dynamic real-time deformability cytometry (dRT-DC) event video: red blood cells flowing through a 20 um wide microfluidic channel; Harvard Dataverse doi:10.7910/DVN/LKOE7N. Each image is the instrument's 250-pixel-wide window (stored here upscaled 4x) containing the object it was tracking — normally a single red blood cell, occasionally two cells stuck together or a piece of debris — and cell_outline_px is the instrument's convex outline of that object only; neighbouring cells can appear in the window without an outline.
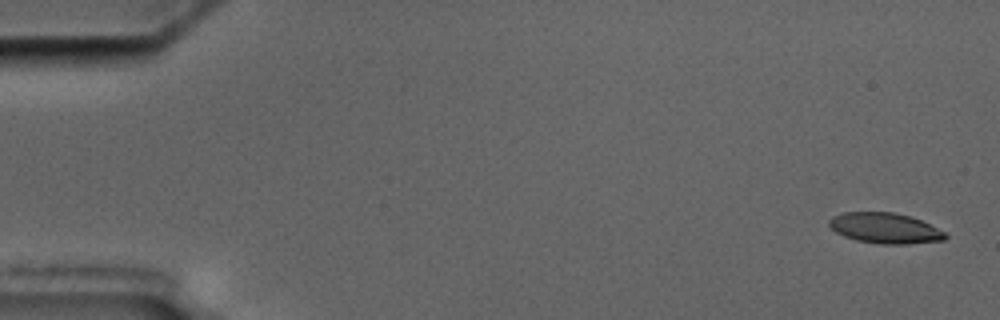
{"species": "common noctule bat (a hibernating species)", "species_latin": "Nyctalus noctula", "temperature_condition": "cold", "stored_images_in_passage": 6, "camera_frame_rate_fps": 3000, "um_per_image_px": 0.085, "animal": {"sex": "male", "body_mass_g": 17.5, "forearm_length_mm": 52.3}, "frame": {"image": 1, "passage_image": 1, "time_ms": 0.0, "image_size_px": [1000, 320], "cell_outline_px": [[948, 236], [944, 240], [908, 244], [880, 244], [856, 240], [844, 236], [836, 232], [828, 224], [828, 220], [832, 216], [844, 212], [892, 212], [912, 216], [944, 232]], "centroid_in_image_um": [75.2, 19.39], "position_along_channel_um": 9.8, "area_um2": 20.63}}
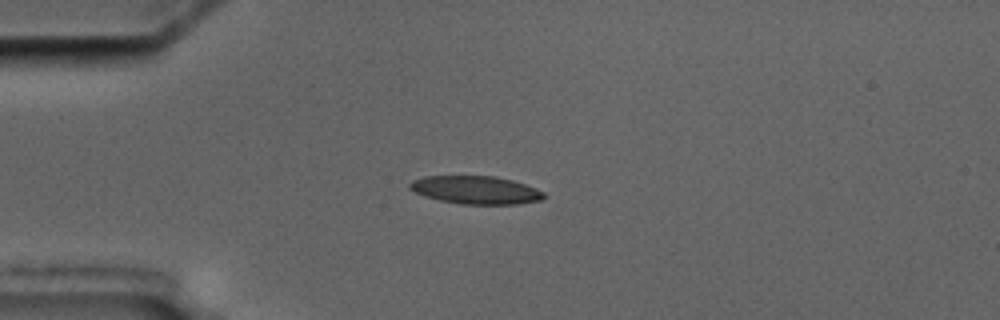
{"frame": {"image": 2, "passage_image": 5, "time_ms": 4.333, "image_size_px": [1000, 320], "cell_outline_px": [[544, 196], [540, 200], [516, 204], [460, 204], [440, 200], [424, 196], [408, 188], [408, 184], [412, 180], [424, 176], [496, 176], [512, 180], [536, 188], [544, 192]], "centroid_in_image_um": [40.41, 16.14], "position_along_channel_um": 44.6, "area_um2": 21.85}}